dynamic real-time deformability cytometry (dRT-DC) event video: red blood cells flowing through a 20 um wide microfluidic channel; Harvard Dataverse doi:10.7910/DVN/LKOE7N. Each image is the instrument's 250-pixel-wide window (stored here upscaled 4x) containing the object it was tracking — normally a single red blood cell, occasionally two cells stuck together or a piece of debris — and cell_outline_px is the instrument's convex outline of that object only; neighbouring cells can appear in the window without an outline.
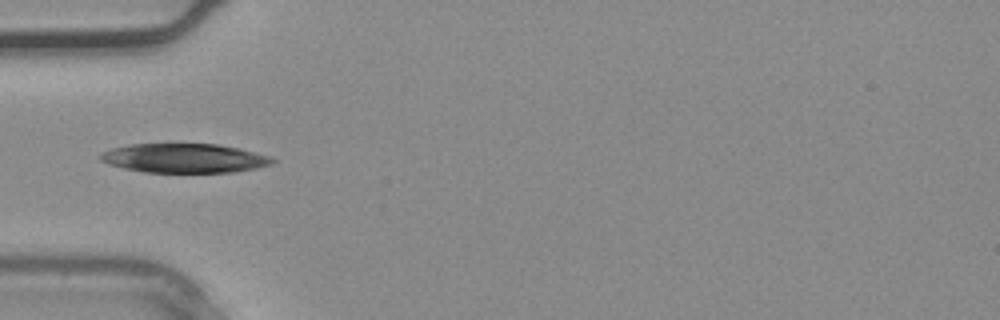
{"species": "common noctule bat (a hibernating species)", "species_latin": "Nyctalus noctula", "temperature_condition": "warm", "stored_images_in_passage": 3, "camera_frame_rate_fps": 3000, "um_per_image_px": 0.085, "animal": {"sex": "male", "body_mass_g": 20.4}, "frame": {"image": 1, "passage_image": 3, "time_ms": 0.667, "image_size_px": [1000, 320], "cell_outline_px": [[276, 160], [272, 164], [256, 168], [236, 172], [144, 172], [124, 168], [108, 164], [100, 160], [100, 156], [104, 152], [112, 148], [128, 144], [216, 144], [240, 148], [268, 156]], "centroid_in_image_um": [15.67, 13.44], "position_along_channel_um": 69.3, "area_um2": 29.13}}